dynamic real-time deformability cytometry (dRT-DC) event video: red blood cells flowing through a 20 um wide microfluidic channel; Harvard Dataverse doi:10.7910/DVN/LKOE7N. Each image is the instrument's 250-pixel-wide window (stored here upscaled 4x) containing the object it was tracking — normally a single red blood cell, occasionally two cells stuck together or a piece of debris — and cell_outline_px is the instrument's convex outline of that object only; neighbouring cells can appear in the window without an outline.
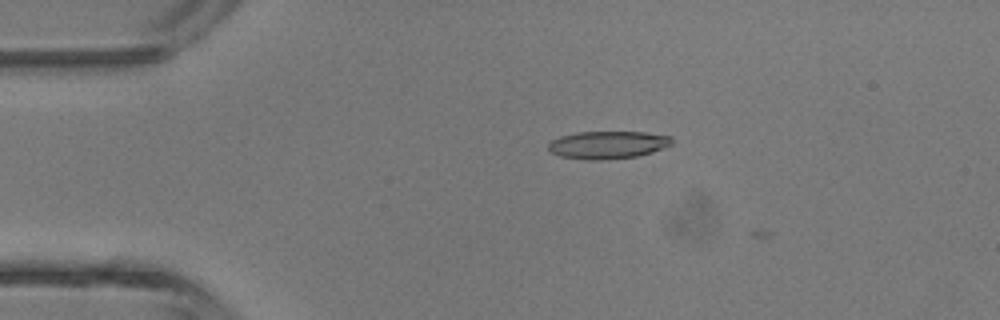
{"species": "common noctule bat (a hibernating species)", "species_latin": "Nyctalus noctula", "temperature_condition": "room temperature", "stored_images_in_passage": 2, "camera_frame_rate_fps": 3000, "um_per_image_px": 0.085, "animal": {"sex": "male", "body_mass_g": 13.3}, "frame": {"image": 1, "passage_image": 1, "time_ms": 0.0, "image_size_px": [1000, 320], "cell_outline_px": [[672, 144], [652, 152], [636, 156], [604, 160], [588, 160], [560, 156], [552, 152], [548, 148], [548, 144], [552, 140], [560, 136], [576, 132], [644, 132], [672, 136]], "centroid_in_image_um": [51.66, 12.31], "position_along_channel_um": 33.3, "area_um2": 19.88}}